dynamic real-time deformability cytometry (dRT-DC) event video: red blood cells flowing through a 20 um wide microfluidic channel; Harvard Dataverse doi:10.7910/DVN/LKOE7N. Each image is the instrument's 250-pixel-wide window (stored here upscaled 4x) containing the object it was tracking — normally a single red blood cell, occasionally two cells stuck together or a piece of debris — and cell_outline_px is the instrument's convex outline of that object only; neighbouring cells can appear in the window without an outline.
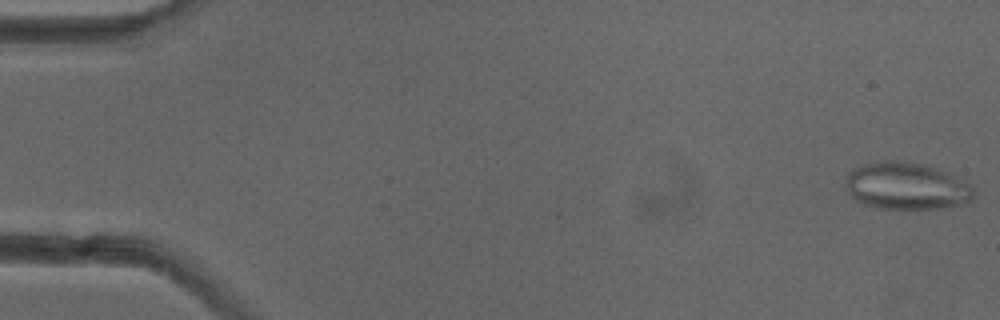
{"species": "common noctule bat (a hibernating species)", "species_latin": "Nyctalus noctula", "temperature_condition": "cold", "stored_images_in_passage": 51, "camera_frame_rate_fps": 3000, "um_per_image_px": 0.085, "animal": {"sex": "female"}, "frame": {"image": 1, "passage_image": 1, "time_ms": 0.0, "image_size_px": [1000, 320], "cell_outline_px": [[976, 196], [972, 200], [956, 204], [932, 208], [876, 208], [864, 204], [856, 200], [844, 188], [844, 184], [848, 172], [864, 164], [888, 160], [904, 160], [924, 164], [952, 172], [964, 180], [976, 192]], "centroid_in_image_um": [77.04, 15.78], "position_along_channel_um": 8.0, "area_um2": 35.37}}
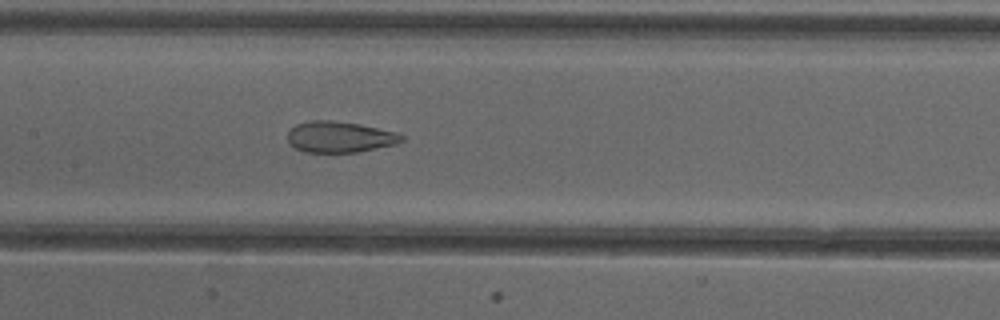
{"frame": {"image": 2, "passage_image": 25, "time_ms": 8.0, "image_size_px": [1000, 320], "cell_outline_px": [[404, 140], [396, 144], [356, 152], [304, 152], [296, 148], [288, 140], [288, 132], [296, 124], [308, 120], [332, 120], [360, 124], [396, 132], [404, 136]], "centroid_in_image_um": [28.88, 11.63], "position_along_channel_um": 178.5, "area_um2": 20.58}}
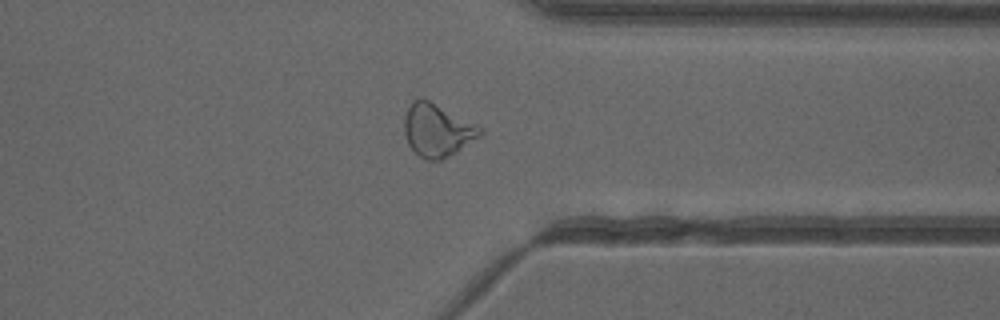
{"frame": {"image": 3, "passage_image": 40, "time_ms": 13.0, "image_size_px": [1000, 320], "cell_outline_px": [[484, 132], [480, 136], [456, 152], [440, 160], [424, 160], [408, 144], [404, 132], [404, 116], [412, 100], [420, 96], [484, 128]], "centroid_in_image_um": [37.15, 11.06], "position_along_channel_um": 374.2, "area_um2": 23.24}, "authors_computed_cell_mechanics": {"area_um2": 24.3338, "velocity_mm_per_s": 3.9892, "shape_relaxation_time_tau1_ms": null, "shape_relaxation_time_tau2_ms": 1.4375, "deformation_change_tau1": null, "deformation_change_tau2": 0.0911}}